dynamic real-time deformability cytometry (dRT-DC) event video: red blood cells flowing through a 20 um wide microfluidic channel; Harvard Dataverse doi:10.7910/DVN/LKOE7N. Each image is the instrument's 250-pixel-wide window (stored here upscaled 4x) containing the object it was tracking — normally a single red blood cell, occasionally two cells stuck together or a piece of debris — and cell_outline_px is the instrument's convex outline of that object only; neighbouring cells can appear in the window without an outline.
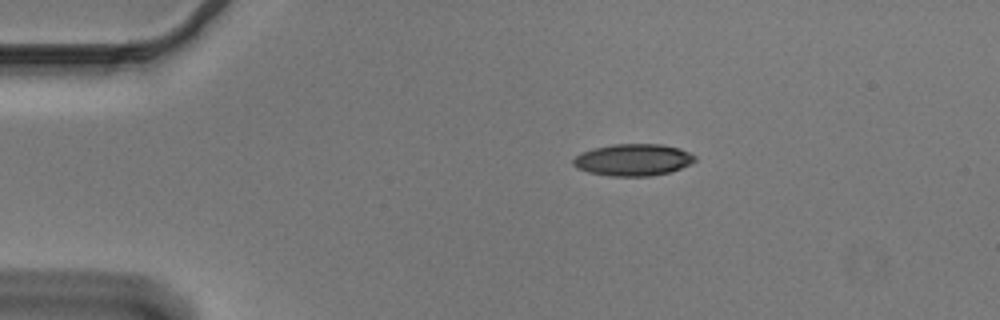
{"species": "Egyptian fruit bat (a non-hibernating species)", "species_latin": "Rousettus aegyptiacus", "temperature_condition": "cold", "stored_images_in_passage": 45, "camera_frame_rate_fps": 3000, "um_per_image_px": 0.085, "animal": {"sex": "male"}, "frame": {"image": 1, "passage_image": 1, "time_ms": 0.0, "image_size_px": [1000, 320], "cell_outline_px": [[696, 160], [680, 168], [668, 172], [652, 176], [612, 176], [588, 172], [576, 168], [572, 164], [572, 160], [576, 156], [592, 148], [612, 144], [660, 144], [680, 148], [696, 156]], "centroid_in_image_um": [53.79, 13.58], "position_along_channel_um": 31.2, "area_um2": 22.54}}
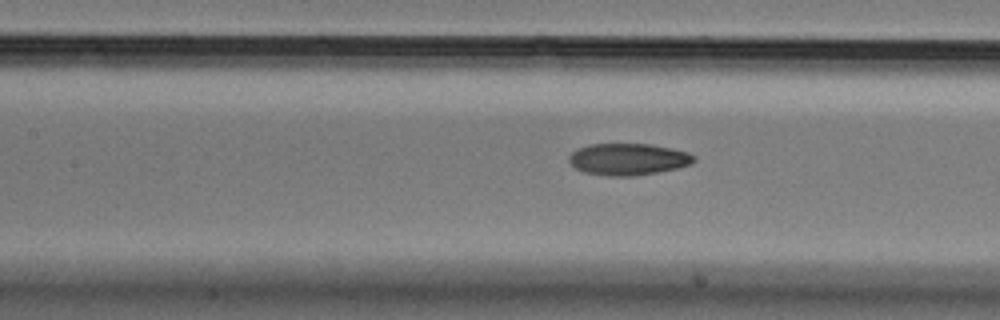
{"frame": {"image": 2, "passage_image": 15, "time_ms": 4.667, "image_size_px": [1000, 320], "cell_outline_px": [[696, 160], [692, 164], [676, 168], [656, 172], [632, 176], [608, 176], [584, 172], [576, 168], [568, 160], [568, 156], [572, 152], [588, 144], [648, 144], [672, 148], [688, 152], [696, 156]], "centroid_in_image_um": [53.41, 13.53], "position_along_channel_um": 154.0, "area_um2": 23.06}}
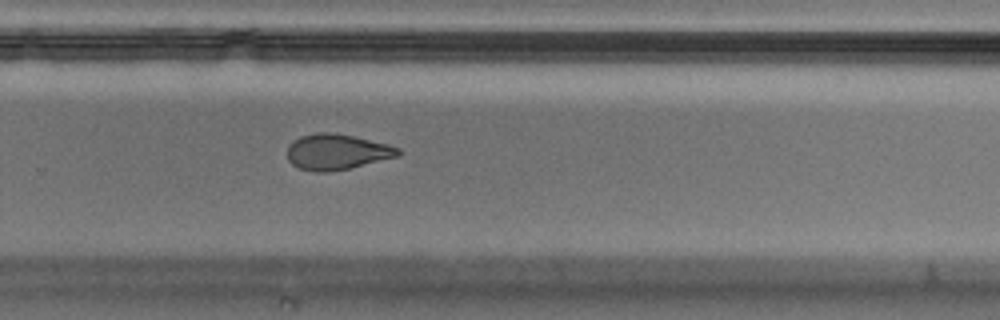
{"frame": {"image": 3, "passage_image": 27, "time_ms": 8.667, "image_size_px": [1000, 320], "cell_outline_px": [[400, 156], [348, 168], [324, 172], [316, 172], [300, 168], [292, 164], [288, 160], [288, 144], [292, 140], [300, 136], [316, 132], [332, 132], [352, 136], [388, 144], [400, 148]], "centroid_in_image_um": [28.61, 12.89], "position_along_channel_um": 301.2, "area_um2": 22.95}, "authors_computed_cell_mechanics": {"area_um2": 23.698, "velocity_mm_per_s": 3.6947, "shape_relaxation_time_tau1_ms": 10.1912, "shape_relaxation_time_tau2_ms": 3.3361, "deformation_change_tau1": 0.2235, "deformation_change_tau2": 0.0982}}